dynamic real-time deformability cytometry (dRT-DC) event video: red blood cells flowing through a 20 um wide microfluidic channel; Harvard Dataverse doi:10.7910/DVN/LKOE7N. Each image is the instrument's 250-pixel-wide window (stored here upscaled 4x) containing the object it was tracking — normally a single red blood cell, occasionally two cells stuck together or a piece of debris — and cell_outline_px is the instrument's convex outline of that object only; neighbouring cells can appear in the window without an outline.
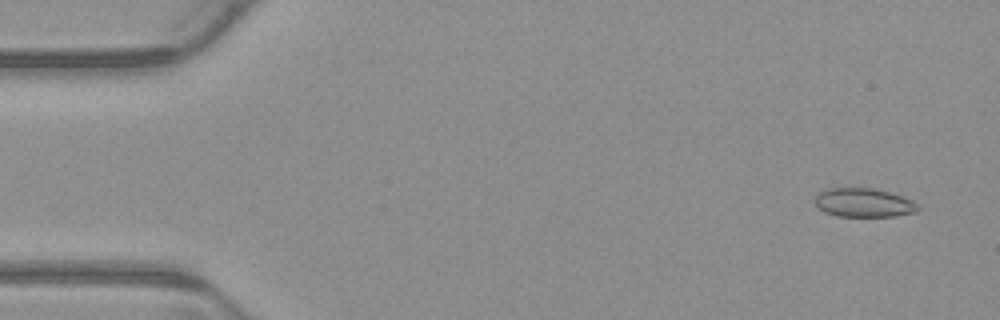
{"species": "common noctule bat (a hibernating species)", "species_latin": "Nyctalus noctula", "temperature_condition": "warm", "stored_images_in_passage": 3, "camera_frame_rate_fps": 3000, "um_per_image_px": 0.085, "animal": {"sex": "male", "body_mass_g": 23.1, "forearm_length_mm": 52.7}, "frame": {"image": 1, "passage_image": 1, "time_ms": 0.0, "image_size_px": [1000, 320], "cell_outline_px": [[920, 208], [916, 212], [896, 216], [836, 216], [824, 212], [816, 204], [816, 196], [820, 192], [832, 188], [872, 188], [888, 192], [912, 200]], "centroid_in_image_um": [73.43, 17.24], "position_along_channel_um": 11.6, "area_um2": 17.05}}